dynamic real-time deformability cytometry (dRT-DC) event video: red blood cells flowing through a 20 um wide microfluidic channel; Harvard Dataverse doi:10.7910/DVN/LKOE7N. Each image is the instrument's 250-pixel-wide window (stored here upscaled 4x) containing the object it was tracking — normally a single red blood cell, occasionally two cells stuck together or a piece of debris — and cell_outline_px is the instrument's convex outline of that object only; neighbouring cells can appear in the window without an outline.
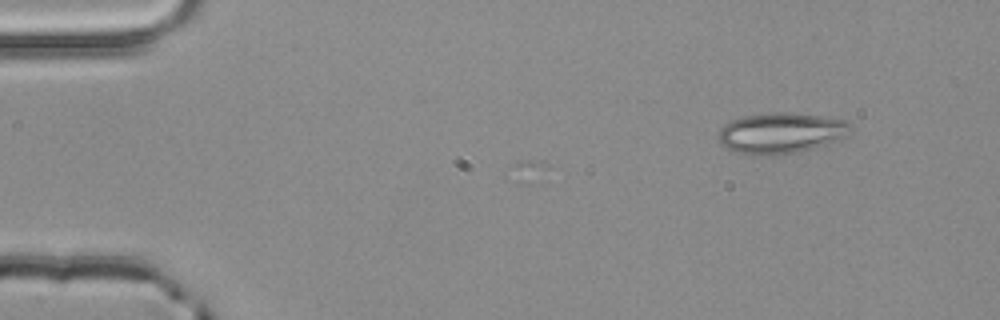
{"species": "common noctule bat (a hibernating species)", "species_latin": "Nyctalus noctula", "temperature_condition": "room temperature", "stored_images_in_passage": 3, "camera_frame_rate_fps": 3000, "um_per_image_px": 0.085, "animal": {"sex": "male", "body_mass_g": 20.4}, "frame": {"image": 1, "passage_image": 3, "time_ms": 0.667, "image_size_px": [1000, 320], "cell_outline_px": [[852, 132], [848, 136], [824, 144], [792, 152], [752, 156], [732, 152], [720, 144], [720, 128], [724, 124], [732, 120], [744, 116], [772, 112], [792, 112], [824, 116], [844, 120], [852, 128]], "centroid_in_image_um": [66.35, 11.29], "position_along_channel_um": 18.6, "area_um2": 31.21}}